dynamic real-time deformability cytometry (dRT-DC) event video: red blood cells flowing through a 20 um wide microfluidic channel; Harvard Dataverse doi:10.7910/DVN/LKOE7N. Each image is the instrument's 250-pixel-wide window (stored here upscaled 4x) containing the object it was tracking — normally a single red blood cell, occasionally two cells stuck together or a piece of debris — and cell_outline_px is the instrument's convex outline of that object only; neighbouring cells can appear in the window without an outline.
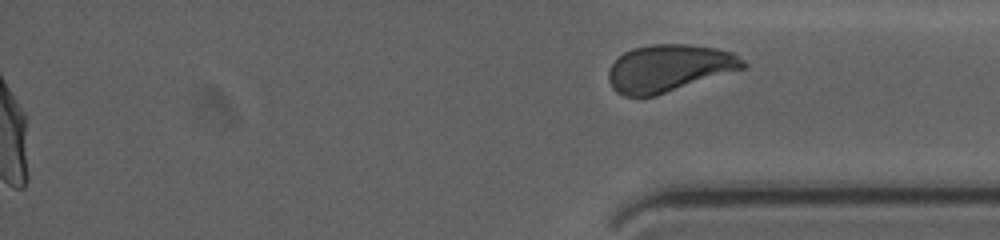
{"species": "human", "species_latin": "Homo sapiens", "temperature_condition": "cold", "stored_images_in_passage": 45, "segment_of_instrument_passage": [2, 2], "camera_frame_rate_fps": 3000, "um_per_image_px": 0.085, "donor": {"sex": "female"}, "frame": {"image": 1, "passage_image": 45, "time_ms": 14.667, "image_size_px": [1000, 240], "cell_outline_px": [[748, 68], [656, 96], [624, 96], [616, 92], [612, 88], [608, 80], [608, 72], [612, 64], [624, 52], [632, 48], [652, 44], [688, 44], [716, 48], [732, 52], [744, 60], [748, 64]], "centroid_in_image_um": [56.91, 5.8], "position_along_channel_um": 378.3, "area_um2": 37.45}}